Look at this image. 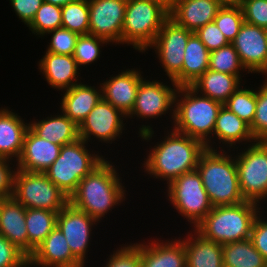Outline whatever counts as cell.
I'll list each match as a JSON object with an SVG mask.
<instances>
[{
    "mask_svg": "<svg viewBox=\"0 0 267 267\" xmlns=\"http://www.w3.org/2000/svg\"><path fill=\"white\" fill-rule=\"evenodd\" d=\"M121 117L126 118V115L101 99L79 125V138L87 141L93 135L99 141L112 143L122 133L124 124Z\"/></svg>",
    "mask_w": 267,
    "mask_h": 267,
    "instance_id": "14",
    "label": "cell"
},
{
    "mask_svg": "<svg viewBox=\"0 0 267 267\" xmlns=\"http://www.w3.org/2000/svg\"><path fill=\"white\" fill-rule=\"evenodd\" d=\"M58 213L47 209H26L25 223L28 233V258L57 226Z\"/></svg>",
    "mask_w": 267,
    "mask_h": 267,
    "instance_id": "30",
    "label": "cell"
},
{
    "mask_svg": "<svg viewBox=\"0 0 267 267\" xmlns=\"http://www.w3.org/2000/svg\"><path fill=\"white\" fill-rule=\"evenodd\" d=\"M47 33H53V35L46 52L61 55H73L77 39L80 36L78 33L63 27L51 30Z\"/></svg>",
    "mask_w": 267,
    "mask_h": 267,
    "instance_id": "40",
    "label": "cell"
},
{
    "mask_svg": "<svg viewBox=\"0 0 267 267\" xmlns=\"http://www.w3.org/2000/svg\"><path fill=\"white\" fill-rule=\"evenodd\" d=\"M139 243L141 267H187L184 242Z\"/></svg>",
    "mask_w": 267,
    "mask_h": 267,
    "instance_id": "22",
    "label": "cell"
},
{
    "mask_svg": "<svg viewBox=\"0 0 267 267\" xmlns=\"http://www.w3.org/2000/svg\"><path fill=\"white\" fill-rule=\"evenodd\" d=\"M60 149V145L37 136L28 128L16 169L24 172L44 173L57 159Z\"/></svg>",
    "mask_w": 267,
    "mask_h": 267,
    "instance_id": "18",
    "label": "cell"
},
{
    "mask_svg": "<svg viewBox=\"0 0 267 267\" xmlns=\"http://www.w3.org/2000/svg\"><path fill=\"white\" fill-rule=\"evenodd\" d=\"M253 246L267 260V221H264L257 215L251 229L249 238Z\"/></svg>",
    "mask_w": 267,
    "mask_h": 267,
    "instance_id": "45",
    "label": "cell"
},
{
    "mask_svg": "<svg viewBox=\"0 0 267 267\" xmlns=\"http://www.w3.org/2000/svg\"><path fill=\"white\" fill-rule=\"evenodd\" d=\"M213 22L224 34L229 43H232L244 23L243 11L240 5L223 6Z\"/></svg>",
    "mask_w": 267,
    "mask_h": 267,
    "instance_id": "37",
    "label": "cell"
},
{
    "mask_svg": "<svg viewBox=\"0 0 267 267\" xmlns=\"http://www.w3.org/2000/svg\"><path fill=\"white\" fill-rule=\"evenodd\" d=\"M116 252V253H115ZM110 256L105 267H141L139 244L121 247Z\"/></svg>",
    "mask_w": 267,
    "mask_h": 267,
    "instance_id": "43",
    "label": "cell"
},
{
    "mask_svg": "<svg viewBox=\"0 0 267 267\" xmlns=\"http://www.w3.org/2000/svg\"><path fill=\"white\" fill-rule=\"evenodd\" d=\"M176 91L177 88L172 89L162 82L142 80L137 89L132 111L127 116L137 115L142 119L158 118L159 115L161 116L173 108Z\"/></svg>",
    "mask_w": 267,
    "mask_h": 267,
    "instance_id": "16",
    "label": "cell"
},
{
    "mask_svg": "<svg viewBox=\"0 0 267 267\" xmlns=\"http://www.w3.org/2000/svg\"><path fill=\"white\" fill-rule=\"evenodd\" d=\"M214 148H206L198 159V171L213 207L246 201L239 186L235 159Z\"/></svg>",
    "mask_w": 267,
    "mask_h": 267,
    "instance_id": "5",
    "label": "cell"
},
{
    "mask_svg": "<svg viewBox=\"0 0 267 267\" xmlns=\"http://www.w3.org/2000/svg\"><path fill=\"white\" fill-rule=\"evenodd\" d=\"M240 79L235 75L208 69L190 86L203 96L224 104L240 87Z\"/></svg>",
    "mask_w": 267,
    "mask_h": 267,
    "instance_id": "28",
    "label": "cell"
},
{
    "mask_svg": "<svg viewBox=\"0 0 267 267\" xmlns=\"http://www.w3.org/2000/svg\"><path fill=\"white\" fill-rule=\"evenodd\" d=\"M88 0H75L62 7V27L79 35L89 34Z\"/></svg>",
    "mask_w": 267,
    "mask_h": 267,
    "instance_id": "33",
    "label": "cell"
},
{
    "mask_svg": "<svg viewBox=\"0 0 267 267\" xmlns=\"http://www.w3.org/2000/svg\"><path fill=\"white\" fill-rule=\"evenodd\" d=\"M213 134L218 136L220 142L230 144L229 146L243 140L251 142V139L256 142L251 133L250 125L224 106L221 107L216 118Z\"/></svg>",
    "mask_w": 267,
    "mask_h": 267,
    "instance_id": "31",
    "label": "cell"
},
{
    "mask_svg": "<svg viewBox=\"0 0 267 267\" xmlns=\"http://www.w3.org/2000/svg\"><path fill=\"white\" fill-rule=\"evenodd\" d=\"M157 2H159L160 4H162L167 10H171L175 4L180 1V0H155Z\"/></svg>",
    "mask_w": 267,
    "mask_h": 267,
    "instance_id": "48",
    "label": "cell"
},
{
    "mask_svg": "<svg viewBox=\"0 0 267 267\" xmlns=\"http://www.w3.org/2000/svg\"><path fill=\"white\" fill-rule=\"evenodd\" d=\"M30 266L84 267L72 254L61 230L56 226L29 257Z\"/></svg>",
    "mask_w": 267,
    "mask_h": 267,
    "instance_id": "17",
    "label": "cell"
},
{
    "mask_svg": "<svg viewBox=\"0 0 267 267\" xmlns=\"http://www.w3.org/2000/svg\"><path fill=\"white\" fill-rule=\"evenodd\" d=\"M12 197L27 208L60 212L68 203L65 195L47 176L40 172H24L14 175Z\"/></svg>",
    "mask_w": 267,
    "mask_h": 267,
    "instance_id": "8",
    "label": "cell"
},
{
    "mask_svg": "<svg viewBox=\"0 0 267 267\" xmlns=\"http://www.w3.org/2000/svg\"><path fill=\"white\" fill-rule=\"evenodd\" d=\"M29 128L39 137L63 146L79 139V126L68 116L56 115L39 122L29 123Z\"/></svg>",
    "mask_w": 267,
    "mask_h": 267,
    "instance_id": "29",
    "label": "cell"
},
{
    "mask_svg": "<svg viewBox=\"0 0 267 267\" xmlns=\"http://www.w3.org/2000/svg\"><path fill=\"white\" fill-rule=\"evenodd\" d=\"M17 16L27 26L34 19L37 10L40 8L44 0H10Z\"/></svg>",
    "mask_w": 267,
    "mask_h": 267,
    "instance_id": "46",
    "label": "cell"
},
{
    "mask_svg": "<svg viewBox=\"0 0 267 267\" xmlns=\"http://www.w3.org/2000/svg\"><path fill=\"white\" fill-rule=\"evenodd\" d=\"M61 104L62 113L68 116L77 126L87 117L95 105L102 99V91L95 87L78 83L65 90Z\"/></svg>",
    "mask_w": 267,
    "mask_h": 267,
    "instance_id": "25",
    "label": "cell"
},
{
    "mask_svg": "<svg viewBox=\"0 0 267 267\" xmlns=\"http://www.w3.org/2000/svg\"><path fill=\"white\" fill-rule=\"evenodd\" d=\"M170 134L151 149L143 164L148 174L163 178L168 184L182 174L196 170L198 159L206 149L200 140L174 130Z\"/></svg>",
    "mask_w": 267,
    "mask_h": 267,
    "instance_id": "2",
    "label": "cell"
},
{
    "mask_svg": "<svg viewBox=\"0 0 267 267\" xmlns=\"http://www.w3.org/2000/svg\"><path fill=\"white\" fill-rule=\"evenodd\" d=\"M223 267H267V260L250 239L222 245Z\"/></svg>",
    "mask_w": 267,
    "mask_h": 267,
    "instance_id": "32",
    "label": "cell"
},
{
    "mask_svg": "<svg viewBox=\"0 0 267 267\" xmlns=\"http://www.w3.org/2000/svg\"><path fill=\"white\" fill-rule=\"evenodd\" d=\"M244 22L267 29V0H241Z\"/></svg>",
    "mask_w": 267,
    "mask_h": 267,
    "instance_id": "41",
    "label": "cell"
},
{
    "mask_svg": "<svg viewBox=\"0 0 267 267\" xmlns=\"http://www.w3.org/2000/svg\"><path fill=\"white\" fill-rule=\"evenodd\" d=\"M223 106L251 125L256 111V91L238 88Z\"/></svg>",
    "mask_w": 267,
    "mask_h": 267,
    "instance_id": "36",
    "label": "cell"
},
{
    "mask_svg": "<svg viewBox=\"0 0 267 267\" xmlns=\"http://www.w3.org/2000/svg\"><path fill=\"white\" fill-rule=\"evenodd\" d=\"M180 93L184 98H177L181 96L178 95ZM197 95L198 92L191 86L177 88L175 108L172 109L174 131L200 140L206 148L212 149L209 135H213L216 118L223 104L201 94Z\"/></svg>",
    "mask_w": 267,
    "mask_h": 267,
    "instance_id": "3",
    "label": "cell"
},
{
    "mask_svg": "<svg viewBox=\"0 0 267 267\" xmlns=\"http://www.w3.org/2000/svg\"><path fill=\"white\" fill-rule=\"evenodd\" d=\"M235 158L239 186L246 201L267 198V142L256 141Z\"/></svg>",
    "mask_w": 267,
    "mask_h": 267,
    "instance_id": "10",
    "label": "cell"
},
{
    "mask_svg": "<svg viewBox=\"0 0 267 267\" xmlns=\"http://www.w3.org/2000/svg\"><path fill=\"white\" fill-rule=\"evenodd\" d=\"M167 191L174 208L195 226L213 208L197 170L175 178L168 184Z\"/></svg>",
    "mask_w": 267,
    "mask_h": 267,
    "instance_id": "9",
    "label": "cell"
},
{
    "mask_svg": "<svg viewBox=\"0 0 267 267\" xmlns=\"http://www.w3.org/2000/svg\"><path fill=\"white\" fill-rule=\"evenodd\" d=\"M81 138L61 146L60 154L44 172L46 176L69 198L76 191L79 182L105 159L90 154Z\"/></svg>",
    "mask_w": 267,
    "mask_h": 267,
    "instance_id": "7",
    "label": "cell"
},
{
    "mask_svg": "<svg viewBox=\"0 0 267 267\" xmlns=\"http://www.w3.org/2000/svg\"><path fill=\"white\" fill-rule=\"evenodd\" d=\"M195 34L199 37L209 52L229 44L224 34L218 29L214 22L199 28Z\"/></svg>",
    "mask_w": 267,
    "mask_h": 267,
    "instance_id": "44",
    "label": "cell"
},
{
    "mask_svg": "<svg viewBox=\"0 0 267 267\" xmlns=\"http://www.w3.org/2000/svg\"><path fill=\"white\" fill-rule=\"evenodd\" d=\"M169 17V10L155 0H127L122 44H131L141 52L147 50Z\"/></svg>",
    "mask_w": 267,
    "mask_h": 267,
    "instance_id": "6",
    "label": "cell"
},
{
    "mask_svg": "<svg viewBox=\"0 0 267 267\" xmlns=\"http://www.w3.org/2000/svg\"><path fill=\"white\" fill-rule=\"evenodd\" d=\"M0 267H30L29 258L0 235Z\"/></svg>",
    "mask_w": 267,
    "mask_h": 267,
    "instance_id": "42",
    "label": "cell"
},
{
    "mask_svg": "<svg viewBox=\"0 0 267 267\" xmlns=\"http://www.w3.org/2000/svg\"><path fill=\"white\" fill-rule=\"evenodd\" d=\"M250 130L255 141L267 142V81L256 91V111Z\"/></svg>",
    "mask_w": 267,
    "mask_h": 267,
    "instance_id": "39",
    "label": "cell"
},
{
    "mask_svg": "<svg viewBox=\"0 0 267 267\" xmlns=\"http://www.w3.org/2000/svg\"><path fill=\"white\" fill-rule=\"evenodd\" d=\"M222 7L216 0H180L169 13L170 18L179 26L195 33L199 28L213 22Z\"/></svg>",
    "mask_w": 267,
    "mask_h": 267,
    "instance_id": "21",
    "label": "cell"
},
{
    "mask_svg": "<svg viewBox=\"0 0 267 267\" xmlns=\"http://www.w3.org/2000/svg\"><path fill=\"white\" fill-rule=\"evenodd\" d=\"M39 68L53 88L67 90L78 84L77 78L79 75L77 74L79 67L72 55L46 52L39 62Z\"/></svg>",
    "mask_w": 267,
    "mask_h": 267,
    "instance_id": "23",
    "label": "cell"
},
{
    "mask_svg": "<svg viewBox=\"0 0 267 267\" xmlns=\"http://www.w3.org/2000/svg\"><path fill=\"white\" fill-rule=\"evenodd\" d=\"M73 1L75 0H44V2L51 3L60 7H63L64 5H67L68 3H71Z\"/></svg>",
    "mask_w": 267,
    "mask_h": 267,
    "instance_id": "49",
    "label": "cell"
},
{
    "mask_svg": "<svg viewBox=\"0 0 267 267\" xmlns=\"http://www.w3.org/2000/svg\"><path fill=\"white\" fill-rule=\"evenodd\" d=\"M20 116L8 109H0V158L19 160L26 131L29 124H24Z\"/></svg>",
    "mask_w": 267,
    "mask_h": 267,
    "instance_id": "24",
    "label": "cell"
},
{
    "mask_svg": "<svg viewBox=\"0 0 267 267\" xmlns=\"http://www.w3.org/2000/svg\"><path fill=\"white\" fill-rule=\"evenodd\" d=\"M210 52L199 39L192 33L187 42L182 71L172 80L179 86H190L209 69Z\"/></svg>",
    "mask_w": 267,
    "mask_h": 267,
    "instance_id": "26",
    "label": "cell"
},
{
    "mask_svg": "<svg viewBox=\"0 0 267 267\" xmlns=\"http://www.w3.org/2000/svg\"><path fill=\"white\" fill-rule=\"evenodd\" d=\"M209 69L215 72L235 75L239 79H242L239 75V70H243L245 67L242 65L234 46L229 43L220 49L210 52Z\"/></svg>",
    "mask_w": 267,
    "mask_h": 267,
    "instance_id": "34",
    "label": "cell"
},
{
    "mask_svg": "<svg viewBox=\"0 0 267 267\" xmlns=\"http://www.w3.org/2000/svg\"><path fill=\"white\" fill-rule=\"evenodd\" d=\"M98 222L87 213L68 203L57 215V227L61 230L72 254L85 265L84 258L89 245L93 223Z\"/></svg>",
    "mask_w": 267,
    "mask_h": 267,
    "instance_id": "15",
    "label": "cell"
},
{
    "mask_svg": "<svg viewBox=\"0 0 267 267\" xmlns=\"http://www.w3.org/2000/svg\"><path fill=\"white\" fill-rule=\"evenodd\" d=\"M231 44L248 73L267 74V29L244 22Z\"/></svg>",
    "mask_w": 267,
    "mask_h": 267,
    "instance_id": "13",
    "label": "cell"
},
{
    "mask_svg": "<svg viewBox=\"0 0 267 267\" xmlns=\"http://www.w3.org/2000/svg\"><path fill=\"white\" fill-rule=\"evenodd\" d=\"M117 174L114 166L104 160L79 182L69 203L99 222L125 198V190Z\"/></svg>",
    "mask_w": 267,
    "mask_h": 267,
    "instance_id": "1",
    "label": "cell"
},
{
    "mask_svg": "<svg viewBox=\"0 0 267 267\" xmlns=\"http://www.w3.org/2000/svg\"><path fill=\"white\" fill-rule=\"evenodd\" d=\"M192 33L169 17L156 35L155 41L149 46L157 50L166 75L175 88L178 86L172 80L182 71L185 48Z\"/></svg>",
    "mask_w": 267,
    "mask_h": 267,
    "instance_id": "11",
    "label": "cell"
},
{
    "mask_svg": "<svg viewBox=\"0 0 267 267\" xmlns=\"http://www.w3.org/2000/svg\"><path fill=\"white\" fill-rule=\"evenodd\" d=\"M32 33L43 36L62 27V7L43 2L32 22L28 25Z\"/></svg>",
    "mask_w": 267,
    "mask_h": 267,
    "instance_id": "35",
    "label": "cell"
},
{
    "mask_svg": "<svg viewBox=\"0 0 267 267\" xmlns=\"http://www.w3.org/2000/svg\"><path fill=\"white\" fill-rule=\"evenodd\" d=\"M143 79L140 72L135 69L123 71L100 84L102 99L119 109L127 117L132 111L137 89Z\"/></svg>",
    "mask_w": 267,
    "mask_h": 267,
    "instance_id": "19",
    "label": "cell"
},
{
    "mask_svg": "<svg viewBox=\"0 0 267 267\" xmlns=\"http://www.w3.org/2000/svg\"><path fill=\"white\" fill-rule=\"evenodd\" d=\"M26 208L13 197L0 199V235L28 257Z\"/></svg>",
    "mask_w": 267,
    "mask_h": 267,
    "instance_id": "20",
    "label": "cell"
},
{
    "mask_svg": "<svg viewBox=\"0 0 267 267\" xmlns=\"http://www.w3.org/2000/svg\"><path fill=\"white\" fill-rule=\"evenodd\" d=\"M194 233L197 234L196 237L190 233L189 238L182 240L187 267H223L222 245L206 240L195 231Z\"/></svg>",
    "mask_w": 267,
    "mask_h": 267,
    "instance_id": "27",
    "label": "cell"
},
{
    "mask_svg": "<svg viewBox=\"0 0 267 267\" xmlns=\"http://www.w3.org/2000/svg\"><path fill=\"white\" fill-rule=\"evenodd\" d=\"M219 2L222 6H234L239 5L241 0H216Z\"/></svg>",
    "mask_w": 267,
    "mask_h": 267,
    "instance_id": "50",
    "label": "cell"
},
{
    "mask_svg": "<svg viewBox=\"0 0 267 267\" xmlns=\"http://www.w3.org/2000/svg\"><path fill=\"white\" fill-rule=\"evenodd\" d=\"M9 162V159L0 158V199L12 197L13 194L14 175L16 171H11L12 167H9Z\"/></svg>",
    "mask_w": 267,
    "mask_h": 267,
    "instance_id": "47",
    "label": "cell"
},
{
    "mask_svg": "<svg viewBox=\"0 0 267 267\" xmlns=\"http://www.w3.org/2000/svg\"><path fill=\"white\" fill-rule=\"evenodd\" d=\"M257 203L244 201L216 206L196 225L195 231L206 240L221 245L250 238L253 222L260 213Z\"/></svg>",
    "mask_w": 267,
    "mask_h": 267,
    "instance_id": "4",
    "label": "cell"
},
{
    "mask_svg": "<svg viewBox=\"0 0 267 267\" xmlns=\"http://www.w3.org/2000/svg\"><path fill=\"white\" fill-rule=\"evenodd\" d=\"M105 42L108 43L105 39L93 35H80L72 55L78 67L97 60L100 57V45Z\"/></svg>",
    "mask_w": 267,
    "mask_h": 267,
    "instance_id": "38",
    "label": "cell"
},
{
    "mask_svg": "<svg viewBox=\"0 0 267 267\" xmlns=\"http://www.w3.org/2000/svg\"><path fill=\"white\" fill-rule=\"evenodd\" d=\"M88 3L89 35L121 44L127 0H88Z\"/></svg>",
    "mask_w": 267,
    "mask_h": 267,
    "instance_id": "12",
    "label": "cell"
}]
</instances>
